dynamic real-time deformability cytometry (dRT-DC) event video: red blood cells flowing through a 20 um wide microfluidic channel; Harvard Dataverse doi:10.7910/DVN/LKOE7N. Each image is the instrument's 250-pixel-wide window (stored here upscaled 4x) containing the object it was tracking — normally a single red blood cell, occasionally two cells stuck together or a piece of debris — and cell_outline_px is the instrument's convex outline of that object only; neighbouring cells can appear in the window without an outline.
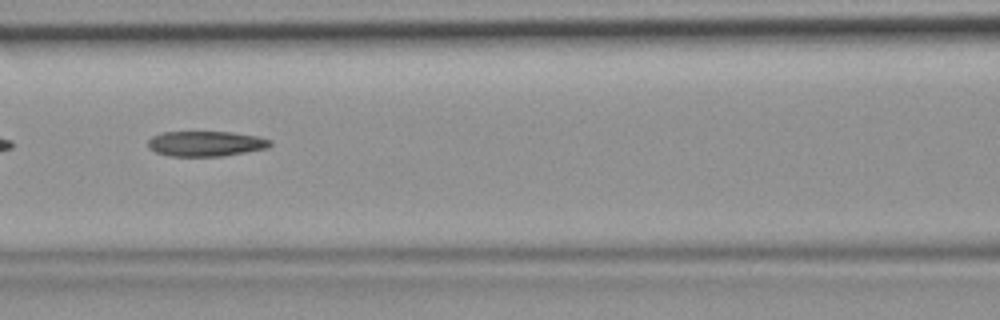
{"species": "common noctule bat (a hibernating species)", "species_latin": "Nyctalus noctula", "temperature_condition": "room temperature", "stored_images_in_passage": 5, "camera_frame_rate_fps": 3000, "um_per_image_px": 0.085, "animal": {"sex": "female", "body_mass_g": 19.9}, "frame": {"image": 1, "passage_image": 5, "time_ms": 1.333, "image_size_px": [1000, 320], "cell_outline_px": [[272, 144], [268, 148], [224, 156], [168, 156], [156, 152], [148, 148], [148, 140], [152, 136], [160, 132], [232, 132], [260, 136], [272, 140]], "centroid_in_image_um": [17.51, 12.21], "position_along_channel_um": 149.1, "area_um2": 18.21}}